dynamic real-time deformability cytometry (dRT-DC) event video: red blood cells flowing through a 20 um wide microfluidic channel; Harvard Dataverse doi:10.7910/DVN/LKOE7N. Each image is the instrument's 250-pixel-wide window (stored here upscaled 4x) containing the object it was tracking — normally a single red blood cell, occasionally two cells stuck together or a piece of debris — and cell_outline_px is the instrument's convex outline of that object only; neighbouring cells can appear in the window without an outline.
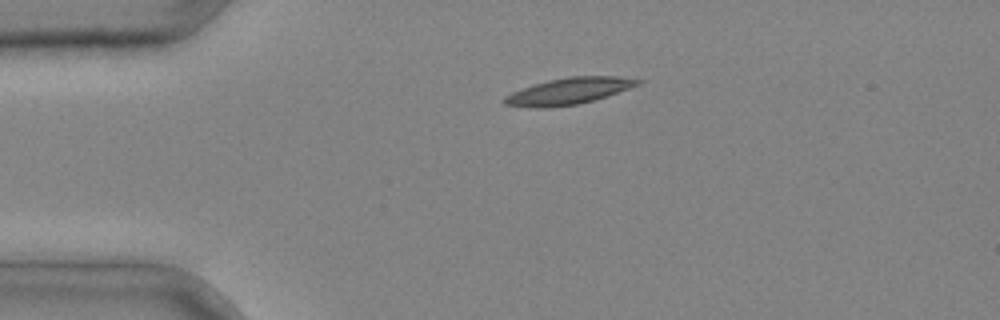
{"species": "common noctule bat (a hibernating species)", "species_latin": "Nyctalus noctula", "temperature_condition": "cold", "stored_images_in_passage": 3, "camera_frame_rate_fps": 3000, "um_per_image_px": 0.085, "animal": {"sex": "male", "body_mass_g": 20.4}, "frame": {"image": 1, "passage_image": 1, "time_ms": 0.0, "image_size_px": [1000, 320], "cell_outline_px": [[644, 80], [640, 84], [592, 100], [576, 104], [540, 108], [536, 108], [504, 104], [504, 96], [512, 92], [548, 80], [572, 76], [616, 76]], "centroid_in_image_um": [48.34, 7.73], "position_along_channel_um": 36.7, "area_um2": 20.0}}
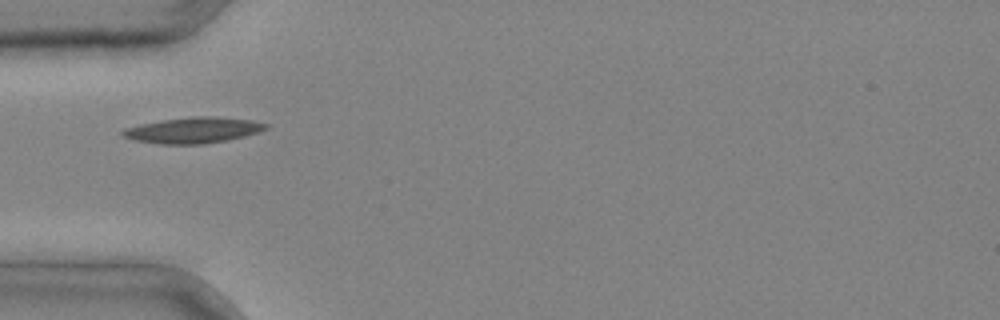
{"frame": {"image": 2, "passage_image": 2, "time_ms": 0.333, "image_size_px": [1000, 320], "cell_outline_px": [[268, 128], [244, 136], [228, 140], [204, 144], [160, 144], [136, 140], [124, 136], [120, 132], [124, 128], [140, 124], [164, 120], [192, 116], [216, 116], [252, 120], [268, 124]], "centroid_in_image_um": [16.43, 11.06], "position_along_channel_um": 68.6, "area_um2": 21.44}}